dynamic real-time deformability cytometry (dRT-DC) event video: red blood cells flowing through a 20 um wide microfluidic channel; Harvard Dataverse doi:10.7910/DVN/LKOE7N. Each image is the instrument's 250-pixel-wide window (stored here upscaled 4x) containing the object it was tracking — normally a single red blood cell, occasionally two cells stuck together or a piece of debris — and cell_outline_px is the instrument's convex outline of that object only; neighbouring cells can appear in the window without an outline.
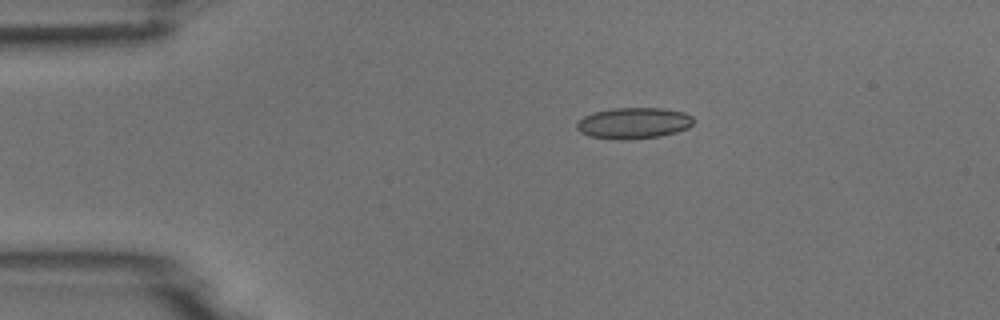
{"species": "common noctule bat (a hibernating species)", "species_latin": "Nyctalus noctula", "temperature_condition": "room temperature", "stored_images_in_passage": 44, "camera_frame_rate_fps": 3000, "um_per_image_px": 0.085, "animal": {"sex": "male", "body_mass_g": 18.8}, "frame": {"image": 1, "passage_image": 1, "time_ms": 0.0, "image_size_px": [1000, 320], "cell_outline_px": [[692, 124], [688, 128], [676, 132], [660, 136], [624, 140], [620, 140], [588, 136], [580, 132], [576, 128], [576, 124], [584, 116], [592, 112], [612, 108], [664, 108], [684, 112], [692, 116]], "centroid_in_image_um": [53.84, 10.46], "position_along_channel_um": 31.2, "area_um2": 21.27}}
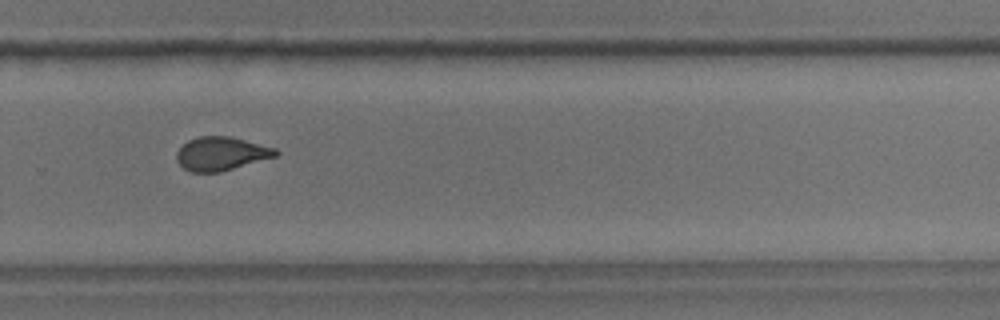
{"frame": {"image": 2, "passage_image": 27, "time_ms": 8.667, "image_size_px": [1000, 320], "cell_outline_px": [[280, 156], [220, 172], [192, 172], [184, 168], [176, 160], [176, 152], [188, 140], [200, 136], [228, 136], [276, 148], [280, 152]], "centroid_in_image_um": [18.84, 13.07], "position_along_channel_um": 311.0, "area_um2": 19.48}}
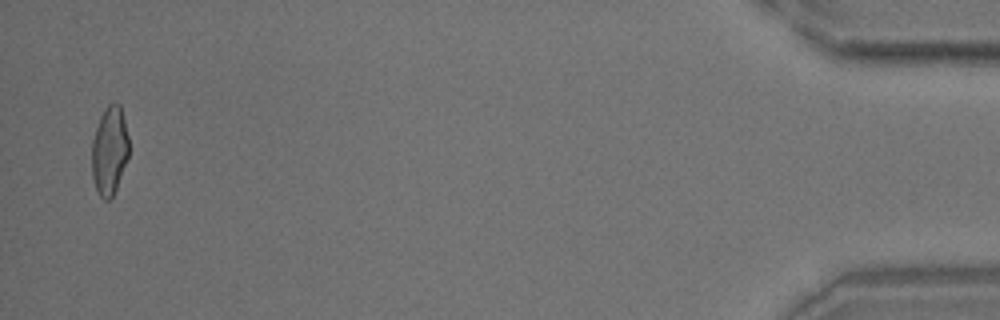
{"frame": {"image": 3, "passage_image": 43, "time_ms": 14.0, "image_size_px": [1000, 320], "cell_outline_px": [[128, 156], [116, 188], [112, 196], [108, 200], [104, 200], [100, 196], [96, 188], [92, 176], [92, 140], [100, 116], [104, 108], [108, 104], [120, 104], [128, 136]], "centroid_in_image_um": [9.29, 12.79], "position_along_channel_um": 425.9, "area_um2": 18.84}}